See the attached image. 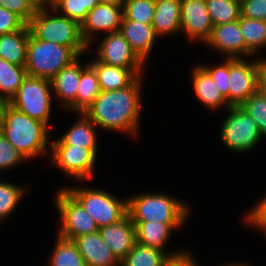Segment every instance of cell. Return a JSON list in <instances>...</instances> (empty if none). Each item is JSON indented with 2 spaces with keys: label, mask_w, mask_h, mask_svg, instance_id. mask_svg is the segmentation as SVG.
<instances>
[{
  "label": "cell",
  "mask_w": 266,
  "mask_h": 266,
  "mask_svg": "<svg viewBox=\"0 0 266 266\" xmlns=\"http://www.w3.org/2000/svg\"><path fill=\"white\" fill-rule=\"evenodd\" d=\"M97 60L101 63L123 68H143L144 63L133 52L128 41L119 32H112L100 42Z\"/></svg>",
  "instance_id": "cell-12"
},
{
  "label": "cell",
  "mask_w": 266,
  "mask_h": 266,
  "mask_svg": "<svg viewBox=\"0 0 266 266\" xmlns=\"http://www.w3.org/2000/svg\"><path fill=\"white\" fill-rule=\"evenodd\" d=\"M83 1V9H88L91 11L98 3L99 0H82Z\"/></svg>",
  "instance_id": "cell-44"
},
{
  "label": "cell",
  "mask_w": 266,
  "mask_h": 266,
  "mask_svg": "<svg viewBox=\"0 0 266 266\" xmlns=\"http://www.w3.org/2000/svg\"><path fill=\"white\" fill-rule=\"evenodd\" d=\"M58 191L55 196L56 207L61 218L58 236L73 240L78 236L99 231L94 219L66 188Z\"/></svg>",
  "instance_id": "cell-9"
},
{
  "label": "cell",
  "mask_w": 266,
  "mask_h": 266,
  "mask_svg": "<svg viewBox=\"0 0 266 266\" xmlns=\"http://www.w3.org/2000/svg\"><path fill=\"white\" fill-rule=\"evenodd\" d=\"M29 2L36 8H44V0H29Z\"/></svg>",
  "instance_id": "cell-46"
},
{
  "label": "cell",
  "mask_w": 266,
  "mask_h": 266,
  "mask_svg": "<svg viewBox=\"0 0 266 266\" xmlns=\"http://www.w3.org/2000/svg\"><path fill=\"white\" fill-rule=\"evenodd\" d=\"M155 13V0H125L123 16L140 23L152 24Z\"/></svg>",
  "instance_id": "cell-32"
},
{
  "label": "cell",
  "mask_w": 266,
  "mask_h": 266,
  "mask_svg": "<svg viewBox=\"0 0 266 266\" xmlns=\"http://www.w3.org/2000/svg\"><path fill=\"white\" fill-rule=\"evenodd\" d=\"M51 9H37L27 24L30 33L38 40L70 47L80 57L89 47L82 37L81 25L53 9L56 14L51 15Z\"/></svg>",
  "instance_id": "cell-3"
},
{
  "label": "cell",
  "mask_w": 266,
  "mask_h": 266,
  "mask_svg": "<svg viewBox=\"0 0 266 266\" xmlns=\"http://www.w3.org/2000/svg\"><path fill=\"white\" fill-rule=\"evenodd\" d=\"M241 16L266 21V0H240Z\"/></svg>",
  "instance_id": "cell-39"
},
{
  "label": "cell",
  "mask_w": 266,
  "mask_h": 266,
  "mask_svg": "<svg viewBox=\"0 0 266 266\" xmlns=\"http://www.w3.org/2000/svg\"><path fill=\"white\" fill-rule=\"evenodd\" d=\"M185 250L181 252H171L170 254L164 251L135 243L126 257L120 262V266H167L174 259L184 255Z\"/></svg>",
  "instance_id": "cell-24"
},
{
  "label": "cell",
  "mask_w": 266,
  "mask_h": 266,
  "mask_svg": "<svg viewBox=\"0 0 266 266\" xmlns=\"http://www.w3.org/2000/svg\"><path fill=\"white\" fill-rule=\"evenodd\" d=\"M258 91L266 94V59H257Z\"/></svg>",
  "instance_id": "cell-42"
},
{
  "label": "cell",
  "mask_w": 266,
  "mask_h": 266,
  "mask_svg": "<svg viewBox=\"0 0 266 266\" xmlns=\"http://www.w3.org/2000/svg\"><path fill=\"white\" fill-rule=\"evenodd\" d=\"M123 17V6L98 3L81 24L84 41L91 47L94 34L100 31L108 33L119 31ZM93 39V40H92Z\"/></svg>",
  "instance_id": "cell-13"
},
{
  "label": "cell",
  "mask_w": 266,
  "mask_h": 266,
  "mask_svg": "<svg viewBox=\"0 0 266 266\" xmlns=\"http://www.w3.org/2000/svg\"><path fill=\"white\" fill-rule=\"evenodd\" d=\"M49 266H86L73 240L58 236Z\"/></svg>",
  "instance_id": "cell-30"
},
{
  "label": "cell",
  "mask_w": 266,
  "mask_h": 266,
  "mask_svg": "<svg viewBox=\"0 0 266 266\" xmlns=\"http://www.w3.org/2000/svg\"><path fill=\"white\" fill-rule=\"evenodd\" d=\"M100 3L103 4H110V5H117V6H123L125 0H99Z\"/></svg>",
  "instance_id": "cell-45"
},
{
  "label": "cell",
  "mask_w": 266,
  "mask_h": 266,
  "mask_svg": "<svg viewBox=\"0 0 266 266\" xmlns=\"http://www.w3.org/2000/svg\"><path fill=\"white\" fill-rule=\"evenodd\" d=\"M138 76L129 86L112 91H101L83 113L97 126L123 131L135 136L141 112V83Z\"/></svg>",
  "instance_id": "cell-1"
},
{
  "label": "cell",
  "mask_w": 266,
  "mask_h": 266,
  "mask_svg": "<svg viewBox=\"0 0 266 266\" xmlns=\"http://www.w3.org/2000/svg\"><path fill=\"white\" fill-rule=\"evenodd\" d=\"M25 25L18 15L0 6V35L21 30Z\"/></svg>",
  "instance_id": "cell-40"
},
{
  "label": "cell",
  "mask_w": 266,
  "mask_h": 266,
  "mask_svg": "<svg viewBox=\"0 0 266 266\" xmlns=\"http://www.w3.org/2000/svg\"><path fill=\"white\" fill-rule=\"evenodd\" d=\"M229 104L240 106L258 91L257 61L247 62L242 58H229Z\"/></svg>",
  "instance_id": "cell-10"
},
{
  "label": "cell",
  "mask_w": 266,
  "mask_h": 266,
  "mask_svg": "<svg viewBox=\"0 0 266 266\" xmlns=\"http://www.w3.org/2000/svg\"><path fill=\"white\" fill-rule=\"evenodd\" d=\"M99 232L119 262L136 243L135 226L129 215L117 223L100 227Z\"/></svg>",
  "instance_id": "cell-16"
},
{
  "label": "cell",
  "mask_w": 266,
  "mask_h": 266,
  "mask_svg": "<svg viewBox=\"0 0 266 266\" xmlns=\"http://www.w3.org/2000/svg\"><path fill=\"white\" fill-rule=\"evenodd\" d=\"M26 77L25 67L9 63L0 58V98L8 103Z\"/></svg>",
  "instance_id": "cell-28"
},
{
  "label": "cell",
  "mask_w": 266,
  "mask_h": 266,
  "mask_svg": "<svg viewBox=\"0 0 266 266\" xmlns=\"http://www.w3.org/2000/svg\"><path fill=\"white\" fill-rule=\"evenodd\" d=\"M52 9L55 12H60V15L66 16L67 18L78 22L80 25L88 14V9H83L82 0H60L56 3ZM62 12L64 14H62Z\"/></svg>",
  "instance_id": "cell-35"
},
{
  "label": "cell",
  "mask_w": 266,
  "mask_h": 266,
  "mask_svg": "<svg viewBox=\"0 0 266 266\" xmlns=\"http://www.w3.org/2000/svg\"><path fill=\"white\" fill-rule=\"evenodd\" d=\"M222 266H248V265H246L244 263L243 264L242 263H236V264L235 263H231V264L228 263V264L222 265Z\"/></svg>",
  "instance_id": "cell-49"
},
{
  "label": "cell",
  "mask_w": 266,
  "mask_h": 266,
  "mask_svg": "<svg viewBox=\"0 0 266 266\" xmlns=\"http://www.w3.org/2000/svg\"><path fill=\"white\" fill-rule=\"evenodd\" d=\"M191 76L195 95L206 107L211 110L218 109L224 104L227 108L231 107L222 96L214 80L200 65L194 67Z\"/></svg>",
  "instance_id": "cell-25"
},
{
  "label": "cell",
  "mask_w": 266,
  "mask_h": 266,
  "mask_svg": "<svg viewBox=\"0 0 266 266\" xmlns=\"http://www.w3.org/2000/svg\"><path fill=\"white\" fill-rule=\"evenodd\" d=\"M60 0H44V8H52L56 3H58Z\"/></svg>",
  "instance_id": "cell-47"
},
{
  "label": "cell",
  "mask_w": 266,
  "mask_h": 266,
  "mask_svg": "<svg viewBox=\"0 0 266 266\" xmlns=\"http://www.w3.org/2000/svg\"><path fill=\"white\" fill-rule=\"evenodd\" d=\"M206 44L226 54L227 58L234 59L241 58V55H253L245 46L239 21L213 26L211 36Z\"/></svg>",
  "instance_id": "cell-15"
},
{
  "label": "cell",
  "mask_w": 266,
  "mask_h": 266,
  "mask_svg": "<svg viewBox=\"0 0 266 266\" xmlns=\"http://www.w3.org/2000/svg\"><path fill=\"white\" fill-rule=\"evenodd\" d=\"M29 35L27 24L21 30L0 35V58L25 67Z\"/></svg>",
  "instance_id": "cell-23"
},
{
  "label": "cell",
  "mask_w": 266,
  "mask_h": 266,
  "mask_svg": "<svg viewBox=\"0 0 266 266\" xmlns=\"http://www.w3.org/2000/svg\"><path fill=\"white\" fill-rule=\"evenodd\" d=\"M25 157L0 132V170L23 162Z\"/></svg>",
  "instance_id": "cell-37"
},
{
  "label": "cell",
  "mask_w": 266,
  "mask_h": 266,
  "mask_svg": "<svg viewBox=\"0 0 266 266\" xmlns=\"http://www.w3.org/2000/svg\"><path fill=\"white\" fill-rule=\"evenodd\" d=\"M0 6L18 15L26 24L37 11L29 0H0Z\"/></svg>",
  "instance_id": "cell-38"
},
{
  "label": "cell",
  "mask_w": 266,
  "mask_h": 266,
  "mask_svg": "<svg viewBox=\"0 0 266 266\" xmlns=\"http://www.w3.org/2000/svg\"><path fill=\"white\" fill-rule=\"evenodd\" d=\"M0 132L25 159L47 155L48 126L30 118L6 103L2 110Z\"/></svg>",
  "instance_id": "cell-2"
},
{
  "label": "cell",
  "mask_w": 266,
  "mask_h": 266,
  "mask_svg": "<svg viewBox=\"0 0 266 266\" xmlns=\"http://www.w3.org/2000/svg\"><path fill=\"white\" fill-rule=\"evenodd\" d=\"M25 192V188L8 182H0V223L3 218L5 219L14 211Z\"/></svg>",
  "instance_id": "cell-34"
},
{
  "label": "cell",
  "mask_w": 266,
  "mask_h": 266,
  "mask_svg": "<svg viewBox=\"0 0 266 266\" xmlns=\"http://www.w3.org/2000/svg\"><path fill=\"white\" fill-rule=\"evenodd\" d=\"M101 92L95 69L88 63L82 71L76 99L67 107L76 112L85 111Z\"/></svg>",
  "instance_id": "cell-27"
},
{
  "label": "cell",
  "mask_w": 266,
  "mask_h": 266,
  "mask_svg": "<svg viewBox=\"0 0 266 266\" xmlns=\"http://www.w3.org/2000/svg\"><path fill=\"white\" fill-rule=\"evenodd\" d=\"M240 107L255 121L260 133L266 137V94L257 91Z\"/></svg>",
  "instance_id": "cell-33"
},
{
  "label": "cell",
  "mask_w": 266,
  "mask_h": 266,
  "mask_svg": "<svg viewBox=\"0 0 266 266\" xmlns=\"http://www.w3.org/2000/svg\"><path fill=\"white\" fill-rule=\"evenodd\" d=\"M96 71L101 91H112L129 86L138 76H142L143 68H123L106 65L97 59L89 63Z\"/></svg>",
  "instance_id": "cell-19"
},
{
  "label": "cell",
  "mask_w": 266,
  "mask_h": 266,
  "mask_svg": "<svg viewBox=\"0 0 266 266\" xmlns=\"http://www.w3.org/2000/svg\"><path fill=\"white\" fill-rule=\"evenodd\" d=\"M6 102L0 98V123H1V118H2V110Z\"/></svg>",
  "instance_id": "cell-48"
},
{
  "label": "cell",
  "mask_w": 266,
  "mask_h": 266,
  "mask_svg": "<svg viewBox=\"0 0 266 266\" xmlns=\"http://www.w3.org/2000/svg\"><path fill=\"white\" fill-rule=\"evenodd\" d=\"M188 206L164 194H139L128 198V215L132 222L185 223Z\"/></svg>",
  "instance_id": "cell-4"
},
{
  "label": "cell",
  "mask_w": 266,
  "mask_h": 266,
  "mask_svg": "<svg viewBox=\"0 0 266 266\" xmlns=\"http://www.w3.org/2000/svg\"><path fill=\"white\" fill-rule=\"evenodd\" d=\"M119 32L128 41L133 52L145 64L155 39L158 37L152 24L129 20L123 16Z\"/></svg>",
  "instance_id": "cell-18"
},
{
  "label": "cell",
  "mask_w": 266,
  "mask_h": 266,
  "mask_svg": "<svg viewBox=\"0 0 266 266\" xmlns=\"http://www.w3.org/2000/svg\"><path fill=\"white\" fill-rule=\"evenodd\" d=\"M52 159L60 169L71 177L80 180L89 179L94 171L96 155L84 147L71 145H50Z\"/></svg>",
  "instance_id": "cell-11"
},
{
  "label": "cell",
  "mask_w": 266,
  "mask_h": 266,
  "mask_svg": "<svg viewBox=\"0 0 266 266\" xmlns=\"http://www.w3.org/2000/svg\"><path fill=\"white\" fill-rule=\"evenodd\" d=\"M51 90L49 79L27 75L8 103L16 110L48 126L51 111Z\"/></svg>",
  "instance_id": "cell-7"
},
{
  "label": "cell",
  "mask_w": 266,
  "mask_h": 266,
  "mask_svg": "<svg viewBox=\"0 0 266 266\" xmlns=\"http://www.w3.org/2000/svg\"><path fill=\"white\" fill-rule=\"evenodd\" d=\"M78 57L70 47L38 40L30 33L25 69L28 76L51 80Z\"/></svg>",
  "instance_id": "cell-5"
},
{
  "label": "cell",
  "mask_w": 266,
  "mask_h": 266,
  "mask_svg": "<svg viewBox=\"0 0 266 266\" xmlns=\"http://www.w3.org/2000/svg\"><path fill=\"white\" fill-rule=\"evenodd\" d=\"M135 226L136 242L145 246L154 247L162 251L174 229H179L184 223H154L133 222Z\"/></svg>",
  "instance_id": "cell-26"
},
{
  "label": "cell",
  "mask_w": 266,
  "mask_h": 266,
  "mask_svg": "<svg viewBox=\"0 0 266 266\" xmlns=\"http://www.w3.org/2000/svg\"><path fill=\"white\" fill-rule=\"evenodd\" d=\"M181 30L190 40L205 43L211 36L213 23L206 8L205 0H181Z\"/></svg>",
  "instance_id": "cell-14"
},
{
  "label": "cell",
  "mask_w": 266,
  "mask_h": 266,
  "mask_svg": "<svg viewBox=\"0 0 266 266\" xmlns=\"http://www.w3.org/2000/svg\"><path fill=\"white\" fill-rule=\"evenodd\" d=\"M167 266H197V264L191 254L187 252L178 258L172 259Z\"/></svg>",
  "instance_id": "cell-43"
},
{
  "label": "cell",
  "mask_w": 266,
  "mask_h": 266,
  "mask_svg": "<svg viewBox=\"0 0 266 266\" xmlns=\"http://www.w3.org/2000/svg\"><path fill=\"white\" fill-rule=\"evenodd\" d=\"M83 67L85 66L80 65L78 57L70 65L62 68L50 80L52 91L62 100V104L66 107L76 99Z\"/></svg>",
  "instance_id": "cell-20"
},
{
  "label": "cell",
  "mask_w": 266,
  "mask_h": 266,
  "mask_svg": "<svg viewBox=\"0 0 266 266\" xmlns=\"http://www.w3.org/2000/svg\"><path fill=\"white\" fill-rule=\"evenodd\" d=\"M239 25L246 48L255 54L260 47L266 46V21L240 16Z\"/></svg>",
  "instance_id": "cell-31"
},
{
  "label": "cell",
  "mask_w": 266,
  "mask_h": 266,
  "mask_svg": "<svg viewBox=\"0 0 266 266\" xmlns=\"http://www.w3.org/2000/svg\"><path fill=\"white\" fill-rule=\"evenodd\" d=\"M86 266H120L99 231L73 239Z\"/></svg>",
  "instance_id": "cell-17"
},
{
  "label": "cell",
  "mask_w": 266,
  "mask_h": 266,
  "mask_svg": "<svg viewBox=\"0 0 266 266\" xmlns=\"http://www.w3.org/2000/svg\"><path fill=\"white\" fill-rule=\"evenodd\" d=\"M247 222L251 223L255 227H259L261 231L266 234V197L259 201L257 206L252 208V210L247 215Z\"/></svg>",
  "instance_id": "cell-41"
},
{
  "label": "cell",
  "mask_w": 266,
  "mask_h": 266,
  "mask_svg": "<svg viewBox=\"0 0 266 266\" xmlns=\"http://www.w3.org/2000/svg\"><path fill=\"white\" fill-rule=\"evenodd\" d=\"M227 110L229 113L220 133L223 144L239 154L252 150L263 136L255 121L240 106H231Z\"/></svg>",
  "instance_id": "cell-8"
},
{
  "label": "cell",
  "mask_w": 266,
  "mask_h": 266,
  "mask_svg": "<svg viewBox=\"0 0 266 266\" xmlns=\"http://www.w3.org/2000/svg\"><path fill=\"white\" fill-rule=\"evenodd\" d=\"M66 189L81 203L98 228L117 223L128 215V199L120 200L100 189Z\"/></svg>",
  "instance_id": "cell-6"
},
{
  "label": "cell",
  "mask_w": 266,
  "mask_h": 266,
  "mask_svg": "<svg viewBox=\"0 0 266 266\" xmlns=\"http://www.w3.org/2000/svg\"><path fill=\"white\" fill-rule=\"evenodd\" d=\"M200 66L211 76L215 84L218 86L222 96L229 103V86H228V76H229V58H225V61L216 67H207L204 65Z\"/></svg>",
  "instance_id": "cell-36"
},
{
  "label": "cell",
  "mask_w": 266,
  "mask_h": 266,
  "mask_svg": "<svg viewBox=\"0 0 266 266\" xmlns=\"http://www.w3.org/2000/svg\"><path fill=\"white\" fill-rule=\"evenodd\" d=\"M79 120L76 121L59 140H55L50 145H71L74 147H84L90 149L97 155L96 125L83 113H79Z\"/></svg>",
  "instance_id": "cell-22"
},
{
  "label": "cell",
  "mask_w": 266,
  "mask_h": 266,
  "mask_svg": "<svg viewBox=\"0 0 266 266\" xmlns=\"http://www.w3.org/2000/svg\"><path fill=\"white\" fill-rule=\"evenodd\" d=\"M181 0H155L152 26L157 36L181 30Z\"/></svg>",
  "instance_id": "cell-21"
},
{
  "label": "cell",
  "mask_w": 266,
  "mask_h": 266,
  "mask_svg": "<svg viewBox=\"0 0 266 266\" xmlns=\"http://www.w3.org/2000/svg\"><path fill=\"white\" fill-rule=\"evenodd\" d=\"M205 4L213 26L240 19V0H205Z\"/></svg>",
  "instance_id": "cell-29"
}]
</instances>
